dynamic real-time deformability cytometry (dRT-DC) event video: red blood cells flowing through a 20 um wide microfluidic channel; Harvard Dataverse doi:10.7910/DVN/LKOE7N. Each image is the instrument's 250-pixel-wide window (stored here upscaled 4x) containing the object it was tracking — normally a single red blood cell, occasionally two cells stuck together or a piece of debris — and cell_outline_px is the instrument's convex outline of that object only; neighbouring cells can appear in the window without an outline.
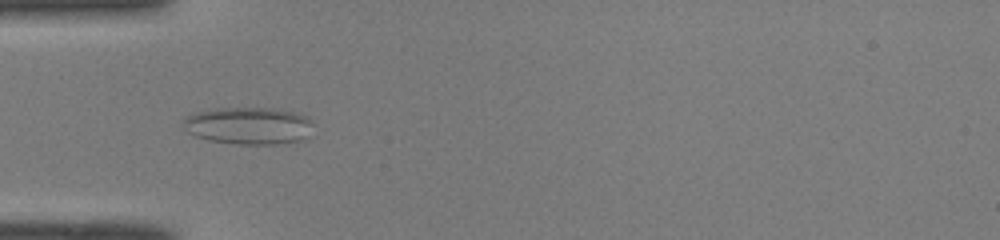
{"species": "common noctule bat (a hibernating species)", "species_latin": "Nyctalus noctula", "temperature_condition": "room temperature", "stored_images_in_passage": 50, "camera_frame_rate_fps": 3000, "um_per_image_px": 0.085, "animal": {"sex": "male", "body_mass_g": 19.0, "forearm_length_mm": 50.8}, "frame": {"image": 1, "passage_image": 16, "time_ms": 5.0, "image_size_px": [1000, 240], "cell_outline_px": [[312, 124], [308, 136], [300, 140], [280, 144], [236, 144], [208, 140], [196, 136], [188, 132], [184, 128], [184, 116], [208, 108], [276, 108], [296, 112], [308, 116], [312, 120]], "centroid_in_image_um": [21.13, 10.67], "position_along_channel_um": 63.9, "area_um2": 28.55}}
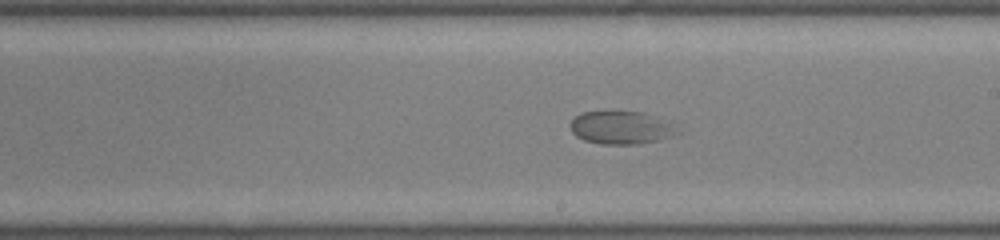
{"frame": {"image": 2, "passage_image": 29, "time_ms": 9.333, "image_size_px": [1000, 240], "cell_outline_px": [[680, 132], [660, 140], [640, 144], [600, 144], [584, 140], [576, 136], [572, 132], [568, 124], [580, 112], [612, 108], [644, 112], [668, 124]], "centroid_in_image_um": [52.67, 10.8], "position_along_channel_um": 236.3, "area_um2": 21.1}}
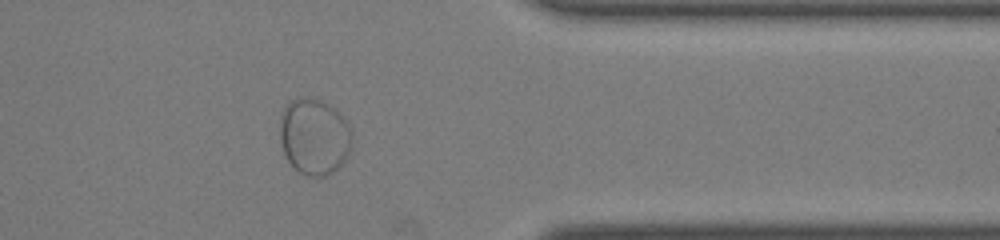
{"frame": {"image": 3, "passage_image": 41, "time_ms": 13.333, "image_size_px": [1000, 240], "cell_outline_px": [[352, 148], [344, 160], [332, 172], [324, 176], [308, 176], [300, 172], [284, 156], [280, 140], [280, 120], [284, 108], [292, 100], [300, 96], [308, 96], [320, 100], [336, 108], [340, 112], [348, 124], [352, 132]], "centroid_in_image_um": [26.72, 11.58], "position_along_channel_um": 384.7, "area_um2": 32.25}}